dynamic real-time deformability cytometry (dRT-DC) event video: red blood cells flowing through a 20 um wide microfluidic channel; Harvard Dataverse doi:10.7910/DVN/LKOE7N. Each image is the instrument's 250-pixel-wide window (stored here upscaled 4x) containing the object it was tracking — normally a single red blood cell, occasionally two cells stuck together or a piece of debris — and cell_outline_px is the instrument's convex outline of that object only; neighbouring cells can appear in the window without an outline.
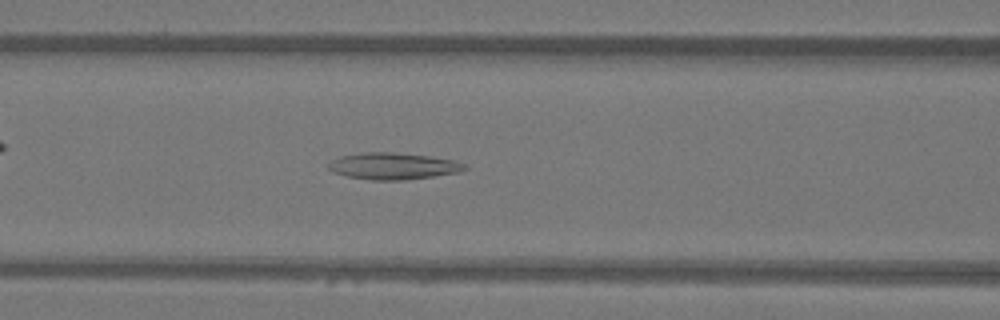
{"species": "Egyptian fruit bat (a non-hibernating species)", "species_latin": "Rousettus aegyptiacus", "temperature_condition": "warm", "stored_images_in_passage": 48, "camera_frame_rate_fps": 3000, "um_per_image_px": 0.085, "animal": {"sex": "female"}, "frame": {"image": 1, "passage_image": 19, "time_ms": 6.0, "image_size_px": [1000, 320], "cell_outline_px": [[468, 168], [460, 172], [404, 180], [372, 180], [348, 176], [332, 172], [328, 168], [328, 164], [332, 160], [340, 156], [360, 152], [392, 152], [432, 156], [452, 160], [464, 164]], "centroid_in_image_um": [33.4, 14.11], "position_along_channel_um": 133.2, "area_um2": 21.15}}
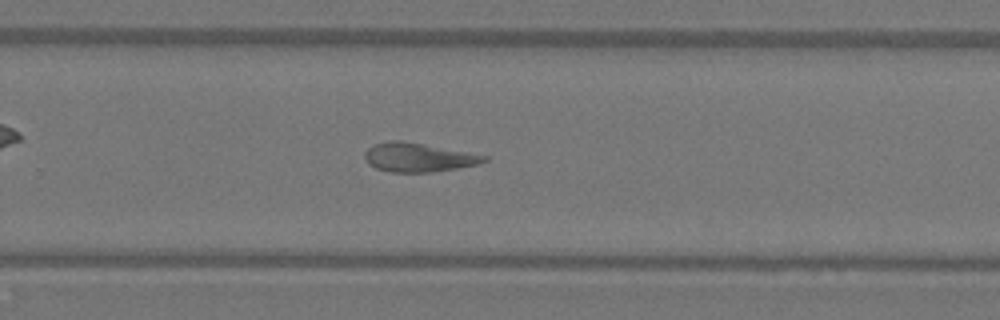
{"frame": {"image": 2, "passage_image": 31, "time_ms": 10.0, "image_size_px": [1000, 320], "cell_outline_px": [[488, 160], [476, 164], [456, 168], [432, 172], [392, 172], [376, 168], [368, 164], [364, 160], [364, 152], [368, 148], [376, 144], [388, 140], [396, 140], [468, 152], [488, 156]], "centroid_in_image_um": [35.51, 13.38], "position_along_channel_um": 294.3, "area_um2": 19.77}}
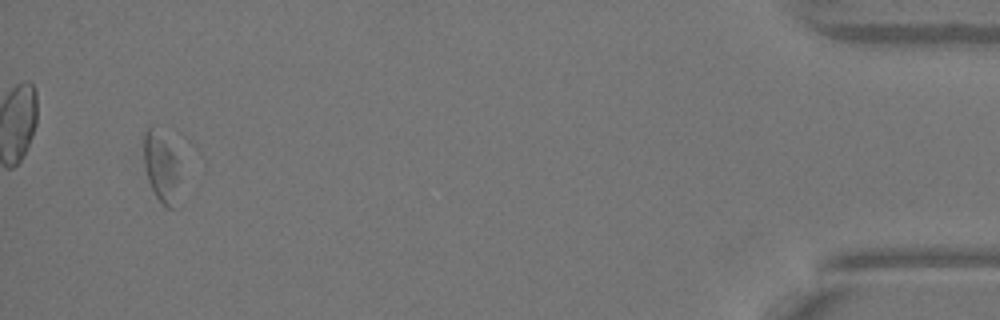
{"frame": {"image": 3, "passage_image": 46, "time_ms": 15.0, "image_size_px": [1000, 320], "cell_outline_px": [[180, 208], [168, 208], [156, 196], [148, 180], [144, 164], [144, 132], [148, 124], [152, 124], [172, 148], [180, 160]], "centroid_in_image_um": [13.78, 14.27], "position_along_channel_um": 421.4, "area_um2": 15.55}}